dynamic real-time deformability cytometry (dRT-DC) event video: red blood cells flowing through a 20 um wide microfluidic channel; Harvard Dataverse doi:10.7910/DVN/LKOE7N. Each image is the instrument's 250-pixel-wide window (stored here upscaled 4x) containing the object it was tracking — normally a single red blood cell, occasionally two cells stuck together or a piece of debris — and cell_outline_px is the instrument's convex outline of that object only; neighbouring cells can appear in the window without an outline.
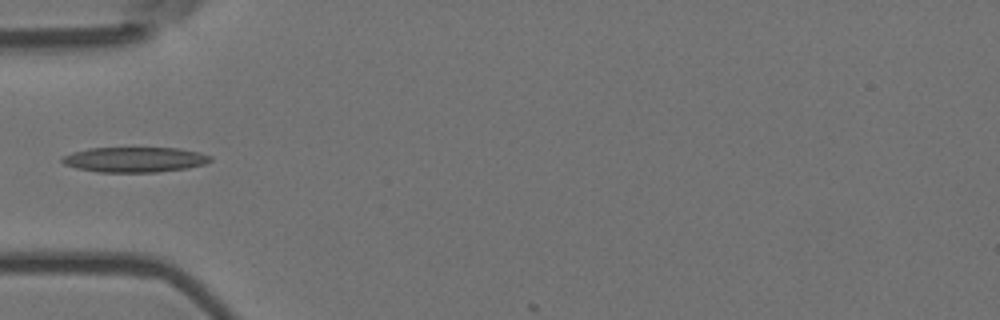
{"species": "Egyptian fruit bat (a non-hibernating species)", "species_latin": "Rousettus aegyptiacus", "temperature_condition": "room temperature", "stored_images_in_passage": 6, "camera_frame_rate_fps": 3000, "um_per_image_px": 0.085, "animal": {"sex": "female"}, "frame": {"image": 1, "passage_image": 5, "time_ms": 1.333, "image_size_px": [1000, 320], "cell_outline_px": [[212, 160], [204, 164], [188, 168], [156, 172], [100, 172], [76, 168], [64, 164], [60, 160], [64, 156], [72, 152], [88, 148], [180, 148], [200, 152], [212, 156]], "centroid_in_image_um": [11.47, 13.56], "position_along_channel_um": 73.5, "area_um2": 21.79}}
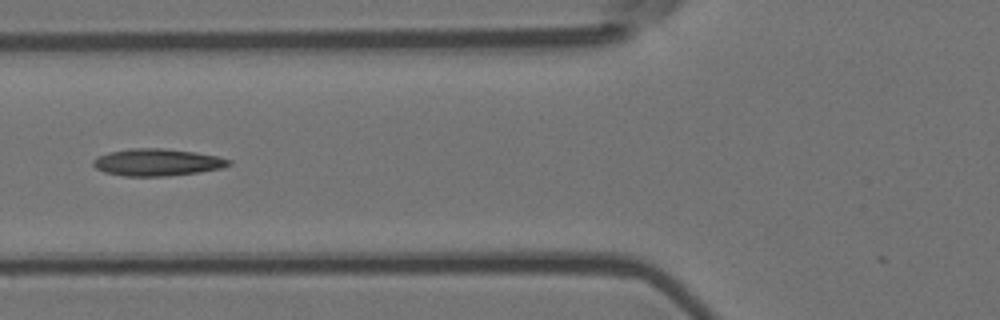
{"frame": {"image": 2, "passage_image": 6, "time_ms": 1.667, "image_size_px": [1000, 320], "cell_outline_px": [[232, 164], [224, 168], [200, 172], [168, 176], [124, 176], [104, 172], [96, 168], [92, 164], [92, 160], [96, 156], [108, 152], [132, 148], [164, 148], [192, 152], [216, 156], [232, 160]], "centroid_in_image_um": [13.35, 13.8], "position_along_channel_um": 112.5, "area_um2": 21.56}}